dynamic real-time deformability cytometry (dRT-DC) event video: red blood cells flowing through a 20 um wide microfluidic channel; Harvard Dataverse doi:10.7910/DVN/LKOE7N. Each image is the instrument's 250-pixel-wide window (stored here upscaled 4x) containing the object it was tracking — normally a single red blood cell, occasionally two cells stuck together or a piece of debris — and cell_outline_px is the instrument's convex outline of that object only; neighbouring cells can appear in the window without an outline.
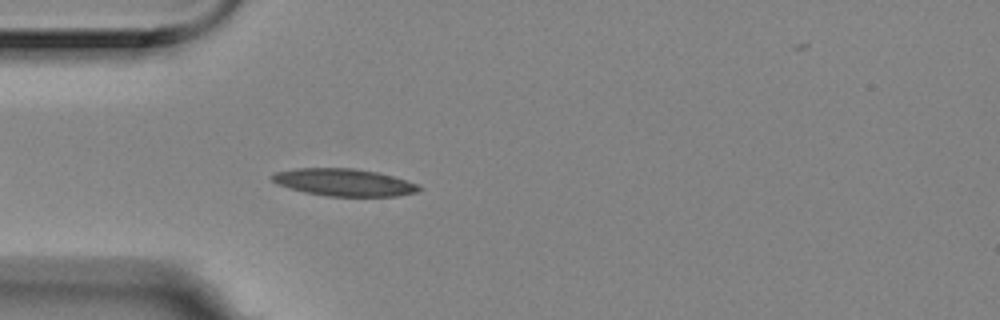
{"species": "Egyptian fruit bat (a non-hibernating species)", "species_latin": "Rousettus aegyptiacus", "temperature_condition": "room temperature", "stored_images_in_passage": 3, "camera_frame_rate_fps": 3000, "um_per_image_px": 0.085, "animal": {"sex": "female"}, "frame": {"image": 1, "passage_image": 2, "time_ms": 0.333, "image_size_px": [1000, 320], "cell_outline_px": [[420, 188], [416, 192], [396, 196], [324, 196], [304, 192], [276, 184], [268, 176], [276, 172], [296, 168], [352, 168], [376, 172], [392, 176], [416, 184]], "centroid_in_image_um": [29.15, 15.5], "position_along_channel_um": 55.8, "area_um2": 23.18}}